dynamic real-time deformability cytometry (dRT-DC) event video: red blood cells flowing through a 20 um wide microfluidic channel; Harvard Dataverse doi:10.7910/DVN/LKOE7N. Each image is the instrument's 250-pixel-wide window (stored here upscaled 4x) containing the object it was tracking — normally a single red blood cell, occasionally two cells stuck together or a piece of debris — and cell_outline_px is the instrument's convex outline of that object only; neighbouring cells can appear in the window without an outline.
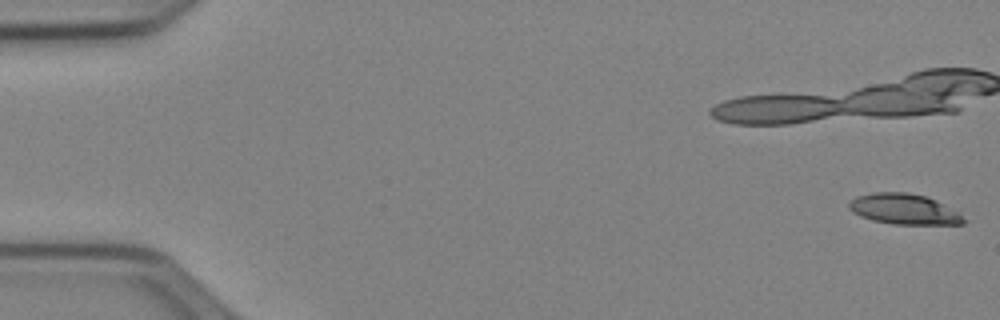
{"species": "Egyptian fruit bat (a non-hibernating species)", "species_latin": "Rousettus aegyptiacus", "temperature_condition": "cold", "stored_images_in_passage": 15, "camera_frame_rate_fps": 3000, "um_per_image_px": 0.085, "animal": {"sex": "female"}, "frame": {"image": 1, "passage_image": 1, "time_ms": 0.0, "image_size_px": [1000, 320], "cell_outline_px": [[968, 220], [964, 224], [892, 224], [872, 220], [860, 216], [852, 212], [848, 208], [848, 204], [856, 196], [872, 192], [908, 192], [928, 196], [960, 212]], "centroid_in_image_um": [76.88, 17.77], "position_along_channel_um": 8.1, "area_um2": 20.75}}